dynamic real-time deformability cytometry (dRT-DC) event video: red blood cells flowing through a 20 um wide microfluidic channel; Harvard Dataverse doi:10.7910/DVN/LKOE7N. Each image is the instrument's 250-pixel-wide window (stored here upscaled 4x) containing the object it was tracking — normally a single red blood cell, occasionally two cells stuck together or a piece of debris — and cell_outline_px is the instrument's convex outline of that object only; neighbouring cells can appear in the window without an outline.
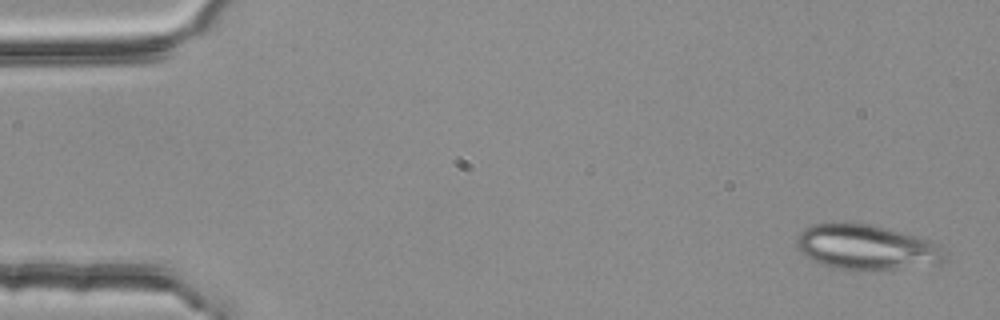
{"species": "common noctule bat (a hibernating species)", "species_latin": "Nyctalus noctula", "temperature_condition": "room temperature", "stored_images_in_passage": 5, "segment_of_instrument_passage": [1, 2], "camera_frame_rate_fps": 3000, "um_per_image_px": 0.085, "animal": {"sex": "female", "body_mass_g": 25.1}, "frame": {"image": 1, "passage_image": 1, "time_ms": 0.0, "image_size_px": [1000, 320], "cell_outline_px": [[948, 248], [944, 260], [940, 264], [876, 272], [868, 272], [832, 268], [812, 260], [804, 256], [800, 252], [796, 244], [796, 240], [800, 232], [804, 228], [812, 224], [832, 220], [872, 224], [928, 240], [940, 244]], "centroid_in_image_um": [73.65, 21.03], "position_along_channel_um": 11.4, "area_um2": 40.52}}